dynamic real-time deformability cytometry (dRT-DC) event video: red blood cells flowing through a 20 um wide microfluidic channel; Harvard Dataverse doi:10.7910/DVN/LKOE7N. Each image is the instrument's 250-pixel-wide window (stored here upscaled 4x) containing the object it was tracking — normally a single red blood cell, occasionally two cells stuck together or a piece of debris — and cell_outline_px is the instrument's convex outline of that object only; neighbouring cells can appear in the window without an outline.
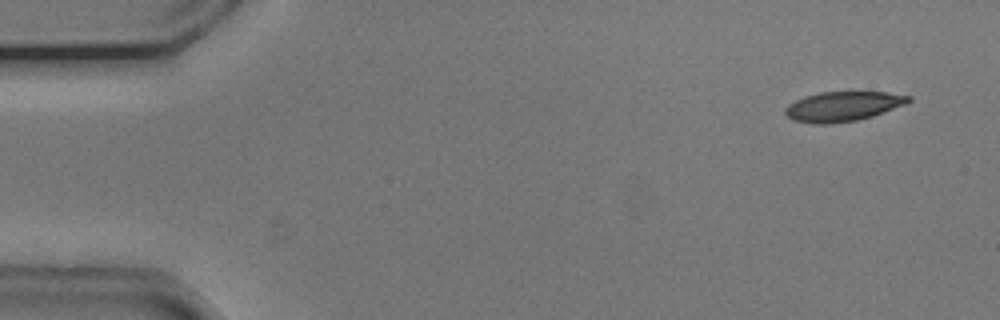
{"species": "common noctule bat (a hibernating species)", "species_latin": "Nyctalus noctula", "temperature_condition": "cold", "stored_images_in_passage": 46, "camera_frame_rate_fps": 3000, "um_per_image_px": 0.085, "animal": {"sex": "male", "body_mass_g": 20.5, "forearm_length_mm": 52.5}, "frame": {"image": 1, "passage_image": 4, "time_ms": 1.0, "image_size_px": [1000, 320], "cell_outline_px": [[912, 100], [904, 104], [872, 116], [856, 120], [828, 124], [812, 124], [792, 120], [784, 112], [784, 108], [788, 104], [804, 96], [820, 92], [884, 92], [912, 96]], "centroid_in_image_um": [71.6, 9.04], "position_along_channel_um": 13.4, "area_um2": 21.27}}
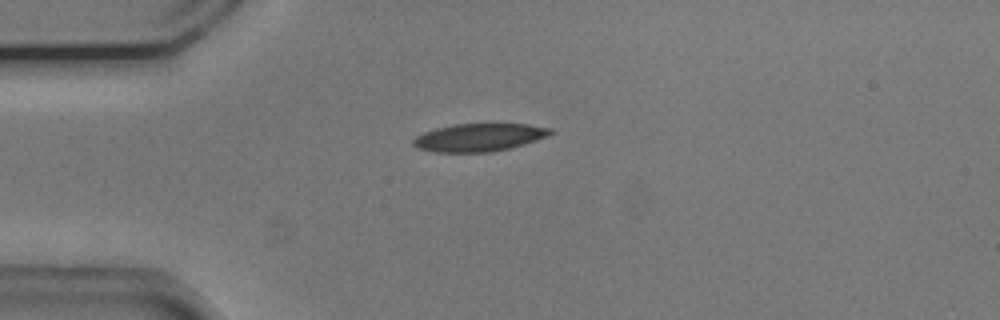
{"frame": {"image": 2, "passage_image": 14, "time_ms": 4.333, "image_size_px": [1000, 320], "cell_outline_px": [[552, 132], [548, 136], [524, 144], [492, 152], [436, 152], [420, 148], [412, 144], [412, 140], [416, 136], [424, 132], [436, 128], [456, 124], [528, 124], [552, 128]], "centroid_in_image_um": [40.73, 11.68], "position_along_channel_um": 44.3, "area_um2": 22.08}}
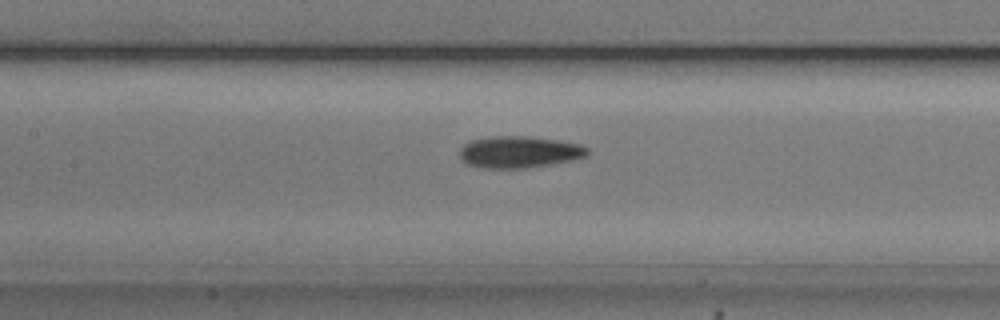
{"frame": {"image": 3, "passage_image": 25, "time_ms": 8.0, "image_size_px": [1000, 320], "cell_outline_px": [[588, 156], [572, 160], [524, 168], [484, 168], [468, 164], [460, 160], [460, 148], [464, 144], [472, 140], [492, 136], [524, 136], [556, 140], [580, 144], [588, 148]], "centroid_in_image_um": [44.11, 12.92], "position_along_channel_um": 163.3, "area_um2": 23.47}, "authors_computed_cell_mechanics": {"area_um2": 22.6287, "velocity_mm_per_s": 3.7395, "shape_relaxation_time_tau1_ms": 3.1321, "shape_relaxation_time_tau2_ms": 4.6148, "deformation_change_tau1": 0.1217, "deformation_change_tau2": 0.1092}}